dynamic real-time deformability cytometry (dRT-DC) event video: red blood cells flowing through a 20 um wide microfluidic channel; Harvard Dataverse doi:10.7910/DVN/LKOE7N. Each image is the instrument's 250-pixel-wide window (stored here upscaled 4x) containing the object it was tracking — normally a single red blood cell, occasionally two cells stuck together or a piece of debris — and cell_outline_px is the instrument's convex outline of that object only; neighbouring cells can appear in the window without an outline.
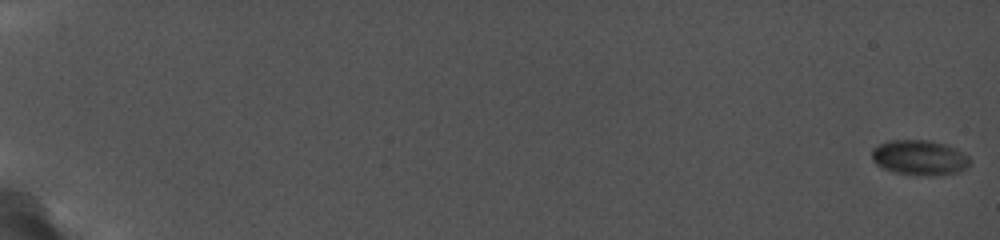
{"species": "common noctule bat (a hibernating species)", "species_latin": "Nyctalus noctula", "temperature_condition": "cold", "stored_images_in_passage": 46, "camera_frame_rate_fps": 5000, "um_per_image_px": 0.085, "animal": {"sex": "female", "body_mass_g": 19.0, "forearm_length_mm": 56.7}, "frame": {"image": 1, "passage_image": 1, "time_ms": 0.0, "image_size_px": [1000, 240], "cell_outline_px": [[968, 164], [960, 172], [936, 176], [924, 176], [892, 172], [876, 164], [872, 160], [872, 148], [888, 140], [928, 140], [944, 144], [956, 148], [964, 152], [968, 156]], "centroid_in_image_um": [78.15, 13.4], "position_along_channel_um": 6.9, "area_um2": 20.17}}
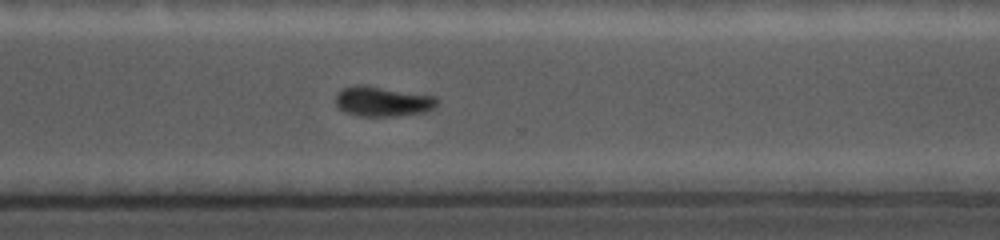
{"frame": {"image": 2, "passage_image": 36, "time_ms": 14.8, "image_size_px": [1000, 240], "cell_outline_px": [[440, 104], [424, 112], [396, 116], [360, 116], [348, 112], [340, 108], [336, 104], [336, 96], [344, 88], [356, 84], [360, 84], [436, 96], [440, 100]], "centroid_in_image_um": [32.58, 8.62], "position_along_channel_um": 338.0, "area_um2": 17.57}}
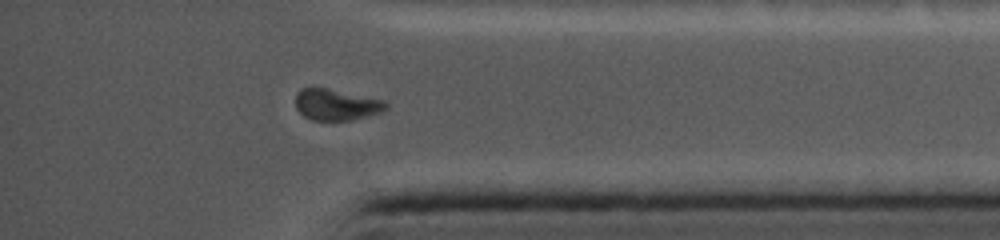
{"frame": {"image": 3, "passage_image": 42, "time_ms": 16.6, "image_size_px": [1000, 240], "cell_outline_px": [[388, 108], [380, 112], [368, 116], [352, 120], [312, 120], [304, 116], [296, 108], [296, 92], [300, 88], [328, 88], [384, 100], [388, 104]], "centroid_in_image_um": [28.58, 8.89], "position_along_channel_um": 406.6, "area_um2": 16.47}}